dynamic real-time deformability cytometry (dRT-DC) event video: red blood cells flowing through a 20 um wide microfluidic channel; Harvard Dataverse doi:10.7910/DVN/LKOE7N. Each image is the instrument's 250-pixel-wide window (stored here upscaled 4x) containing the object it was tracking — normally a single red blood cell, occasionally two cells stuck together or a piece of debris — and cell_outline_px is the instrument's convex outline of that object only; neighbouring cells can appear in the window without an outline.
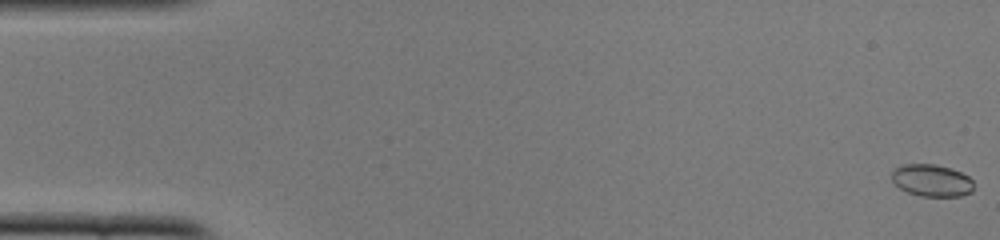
{"species": "common noctule bat (a hibernating species)", "species_latin": "Nyctalus noctula", "temperature_condition": "cold", "stored_images_in_passage": 52, "camera_frame_rate_fps": 3000, "um_per_image_px": 0.085, "animal": {"sex": "female", "body_mass_g": 22.0, "forearm_length_mm": 56.7}, "frame": {"image": 1, "passage_image": 1, "time_ms": 0.0, "image_size_px": [1000, 240], "cell_outline_px": [[972, 192], [960, 196], [920, 196], [908, 192], [900, 188], [892, 180], [892, 168], [900, 164], [936, 164], [952, 168], [968, 176], [972, 180]], "centroid_in_image_um": [79.17, 15.32], "position_along_channel_um": 5.8, "area_um2": 15.43}}
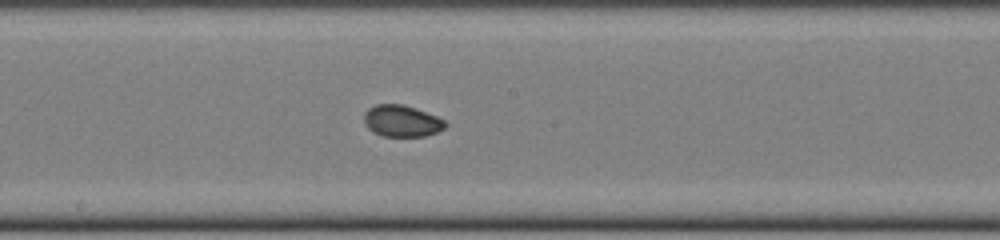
{"frame": {"image": 2, "passage_image": 28, "time_ms": 9.0, "image_size_px": [1000, 240], "cell_outline_px": [[448, 124], [444, 128], [436, 132], [424, 136], [384, 136], [372, 132], [364, 124], [364, 112], [368, 108], [376, 104], [404, 104], [416, 108], [436, 116], [444, 120]], "centroid_in_image_um": [34.12, 10.27], "position_along_channel_um": 214.1, "area_um2": 15.03}}
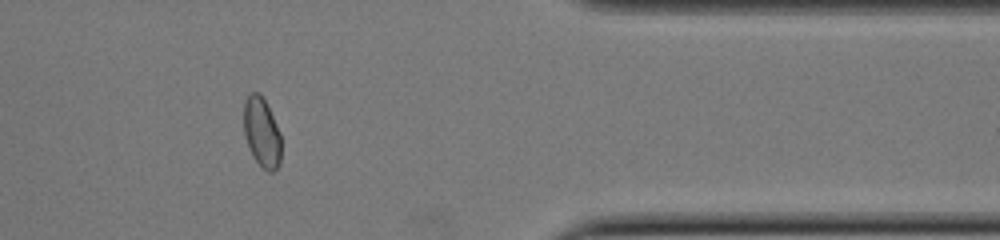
{"frame": {"image": 3, "passage_image": 43, "time_ms": 14.0, "image_size_px": [1000, 240], "cell_outline_px": [[280, 164], [272, 172], [268, 172], [252, 156], [244, 136], [244, 104], [248, 96], [252, 92], [260, 92], [280, 132]], "centroid_in_image_um": [22.24, 11.26], "position_along_channel_um": 389.2, "area_um2": 14.97}}